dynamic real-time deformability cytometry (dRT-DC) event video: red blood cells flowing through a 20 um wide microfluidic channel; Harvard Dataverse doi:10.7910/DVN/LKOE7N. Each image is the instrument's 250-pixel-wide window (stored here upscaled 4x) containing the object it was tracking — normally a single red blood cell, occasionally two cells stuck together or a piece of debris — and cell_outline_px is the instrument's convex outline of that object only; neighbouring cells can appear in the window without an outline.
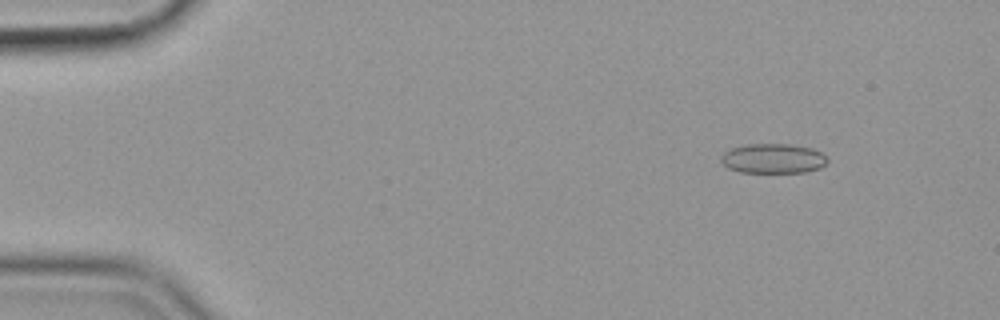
{"species": "common noctule bat (a hibernating species)", "species_latin": "Nyctalus noctula", "temperature_condition": "cold", "stored_images_in_passage": 56, "camera_frame_rate_fps": 3000, "um_per_image_px": 0.085, "animal": {"sex": "female", "body_mass_g": 19.9}, "frame": {"image": 1, "passage_image": 6, "time_ms": 1.667, "image_size_px": [1000, 320], "cell_outline_px": [[828, 160], [820, 168], [804, 172], [740, 172], [728, 168], [720, 160], [720, 156], [724, 152], [732, 148], [744, 144], [788, 144], [812, 148], [820, 152]], "centroid_in_image_um": [65.68, 13.47], "position_along_channel_um": 19.3, "area_um2": 18.32}}
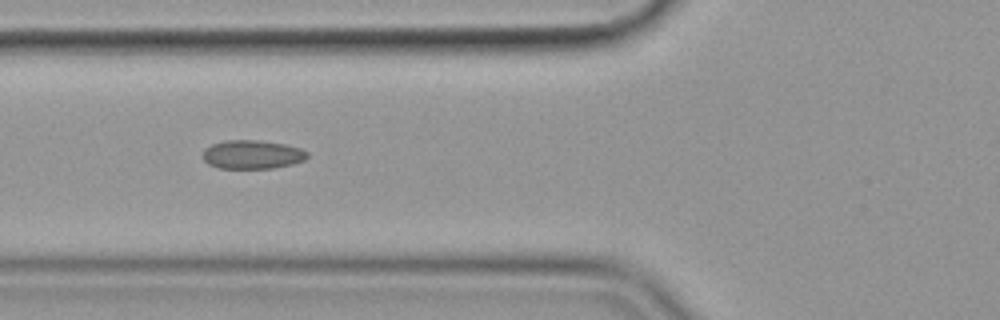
{"frame": {"image": 2, "passage_image": 21, "time_ms": 6.667, "image_size_px": [1000, 320], "cell_outline_px": [[308, 156], [304, 160], [292, 164], [272, 168], [220, 168], [208, 164], [204, 160], [204, 152], [212, 144], [224, 140], [256, 140], [284, 144], [300, 148], [308, 152]], "centroid_in_image_um": [21.46, 13.13], "position_along_channel_um": 104.3, "area_um2": 17.28}}
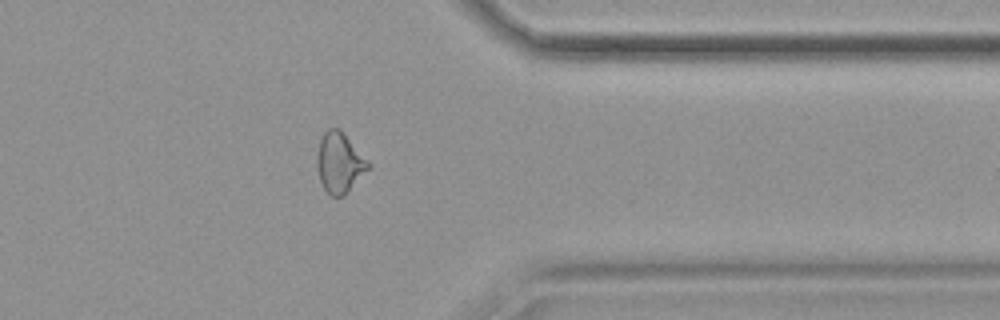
{"frame": {"image": 3, "passage_image": 45, "time_ms": 14.667, "image_size_px": [1000, 320], "cell_outline_px": [[368, 168], [344, 196], [332, 196], [324, 188], [320, 180], [316, 168], [316, 156], [320, 140], [324, 132], [328, 128], [340, 128], [368, 164]], "centroid_in_image_um": [28.78, 13.82], "position_along_channel_um": 382.6, "area_um2": 17.4}, "authors_computed_cell_mechanics": {"area_um2": 17.6868, "velocity_mm_per_s": 3.5762, "shape_relaxation_time_tau1_ms": null, "shape_relaxation_time_tau2_ms": 2.3823, "deformation_change_tau1": null, "deformation_change_tau2": 0.0656}}